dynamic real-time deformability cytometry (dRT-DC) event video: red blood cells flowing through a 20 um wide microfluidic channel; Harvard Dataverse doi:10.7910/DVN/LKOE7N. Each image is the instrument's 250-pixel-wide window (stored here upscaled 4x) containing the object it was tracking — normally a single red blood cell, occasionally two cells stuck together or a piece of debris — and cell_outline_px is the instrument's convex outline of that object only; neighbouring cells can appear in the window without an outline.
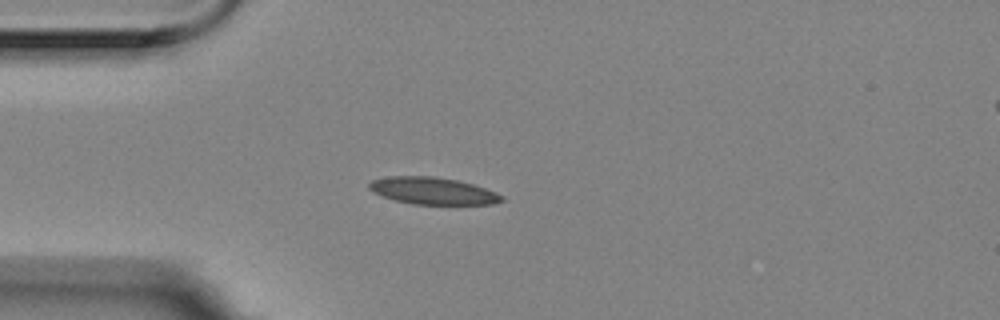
{"species": "Egyptian fruit bat (a non-hibernating species)", "species_latin": "Rousettus aegyptiacus", "temperature_condition": "room temperature", "stored_images_in_passage": 4, "camera_frame_rate_fps": 3000, "um_per_image_px": 0.085, "animal": {"sex": "female"}, "frame": {"image": 1, "passage_image": 4, "time_ms": 1.0, "image_size_px": [1000, 320], "cell_outline_px": [[504, 200], [492, 204], [412, 204], [396, 200], [372, 192], [368, 188], [368, 184], [372, 180], [388, 176], [432, 176], [456, 180], [472, 184], [496, 192], [504, 196]], "centroid_in_image_um": [36.77, 16.22], "position_along_channel_um": 48.2, "area_um2": 20.75}}